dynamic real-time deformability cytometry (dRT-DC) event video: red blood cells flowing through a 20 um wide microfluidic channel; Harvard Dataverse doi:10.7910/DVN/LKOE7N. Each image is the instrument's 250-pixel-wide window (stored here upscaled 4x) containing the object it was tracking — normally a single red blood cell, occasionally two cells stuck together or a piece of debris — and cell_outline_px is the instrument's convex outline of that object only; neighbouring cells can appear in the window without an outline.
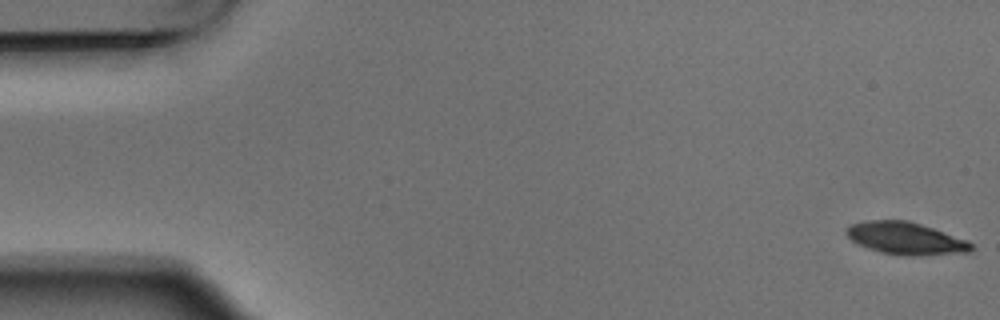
{"species": "Egyptian fruit bat (a non-hibernating species)", "species_latin": "Rousettus aegyptiacus", "temperature_condition": "warm", "stored_images_in_passage": 5, "camera_frame_rate_fps": 3000, "um_per_image_px": 0.085, "animal": {"sex": "male"}, "frame": {"image": 1, "passage_image": 1, "time_ms": 0.0, "image_size_px": [1000, 320], "cell_outline_px": [[972, 248], [968, 252], [920, 256], [904, 256], [880, 252], [868, 248], [852, 240], [844, 232], [852, 224], [864, 220], [908, 220], [968, 240], [972, 244]], "centroid_in_image_um": [76.98, 20.27], "position_along_channel_um": 8.0, "area_um2": 23.41}}
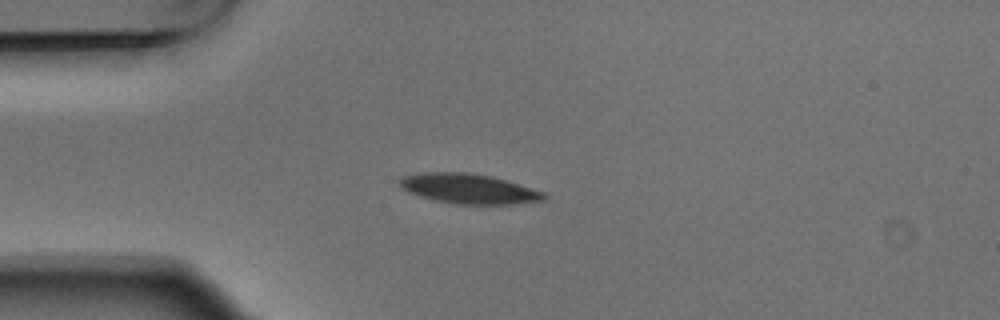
{"frame": {"image": 2, "passage_image": 4, "time_ms": 1.0, "image_size_px": [1000, 320], "cell_outline_px": [[548, 196], [544, 200], [512, 204], [456, 204], [436, 200], [420, 196], [408, 192], [400, 188], [400, 180], [404, 176], [424, 172], [468, 172], [492, 176], [544, 192]], "centroid_in_image_um": [39.84, 16.04], "position_along_channel_um": 45.2, "area_um2": 24.97}}